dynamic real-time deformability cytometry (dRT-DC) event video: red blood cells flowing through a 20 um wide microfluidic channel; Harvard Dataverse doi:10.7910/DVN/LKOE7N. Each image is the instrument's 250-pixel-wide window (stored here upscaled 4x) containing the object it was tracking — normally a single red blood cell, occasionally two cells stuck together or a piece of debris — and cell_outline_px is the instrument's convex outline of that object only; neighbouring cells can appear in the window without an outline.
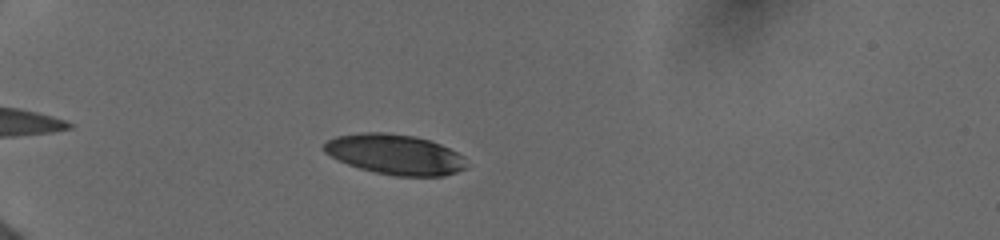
{"species": "human", "species_latin": "Homo sapiens", "temperature_condition": "cold", "stored_images_in_passage": 37, "camera_frame_rate_fps": 3000, "um_per_image_px": 0.085, "donor": {"sex": "female"}, "frame": {"image": 1, "passage_image": 10, "time_ms": 4.0, "image_size_px": [1000, 240], "cell_outline_px": [[468, 168], [444, 176], [396, 176], [376, 172], [360, 168], [348, 164], [324, 152], [324, 144], [328, 140], [336, 136], [360, 132], [384, 132], [416, 136], [440, 144], [464, 156], [468, 164]], "centroid_in_image_um": [33.61, 13.12], "position_along_channel_um": 51.4, "area_um2": 33.35}}
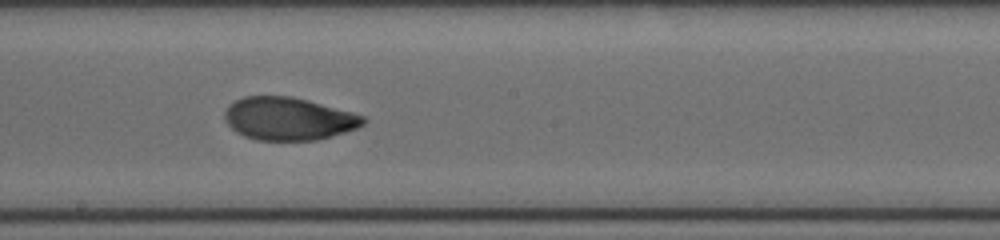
{"frame": {"image": 2, "passage_image": 24, "time_ms": 9.333, "image_size_px": [1000, 240], "cell_outline_px": [[368, 120], [364, 124], [356, 128], [332, 136], [316, 140], [256, 140], [244, 136], [236, 132], [224, 120], [224, 112], [236, 100], [244, 96], [288, 96], [352, 112], [364, 116]], "centroid_in_image_um": [24.51, 10.1], "position_along_channel_um": 223.7, "area_um2": 34.22}}
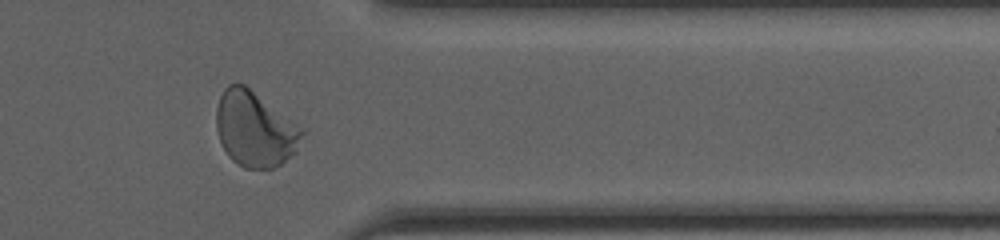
{"frame": {"image": 3, "passage_image": 35, "time_ms": 13.667, "image_size_px": [1000, 240], "cell_outline_px": [[304, 132], [296, 152], [280, 164], [272, 168], [244, 168], [232, 160], [228, 156], [220, 140], [216, 128], [216, 108], [220, 96], [224, 88], [228, 84], [244, 84], [304, 128]], "centroid_in_image_um": [21.66, 10.97], "position_along_channel_um": 389.7, "area_um2": 37.51}, "authors_computed_cell_mechanics": {"area_um2": 34.8534, "velocity_mm_per_s": 3.9349, "shape_relaxation_time_tau1_ms": 3.4653, "shape_relaxation_time_tau2_ms": 1.1614, "deformation_change_tau1": 0.1646, "deformation_change_tau2": 0.0534}}